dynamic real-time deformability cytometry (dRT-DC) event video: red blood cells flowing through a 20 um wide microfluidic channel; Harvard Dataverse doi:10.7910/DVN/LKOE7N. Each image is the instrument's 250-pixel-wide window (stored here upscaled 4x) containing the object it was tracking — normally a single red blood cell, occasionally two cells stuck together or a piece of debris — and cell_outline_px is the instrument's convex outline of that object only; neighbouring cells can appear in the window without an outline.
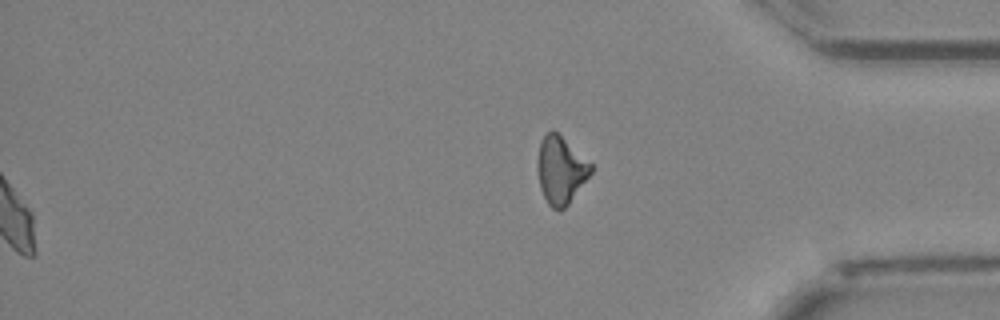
{"species": "Egyptian fruit bat (a non-hibernating species)", "species_latin": "Rousettus aegyptiacus", "temperature_condition": "cold", "stored_images_in_passage": 51, "segment_of_instrument_passage": [2, 2], "camera_frame_rate_fps": 3000, "um_per_image_px": 0.085, "animal": {"sex": "female"}, "frame": {"image": 1, "passage_image": 51, "time_ms": 16.667, "image_size_px": [1000, 320], "cell_outline_px": [[592, 172], [568, 204], [560, 212], [552, 208], [548, 204], [540, 188], [536, 168], [536, 164], [540, 144], [544, 136], [548, 132], [556, 132], [592, 164]], "centroid_in_image_um": [47.64, 14.5], "position_along_channel_um": 387.6, "area_um2": 20.69}}